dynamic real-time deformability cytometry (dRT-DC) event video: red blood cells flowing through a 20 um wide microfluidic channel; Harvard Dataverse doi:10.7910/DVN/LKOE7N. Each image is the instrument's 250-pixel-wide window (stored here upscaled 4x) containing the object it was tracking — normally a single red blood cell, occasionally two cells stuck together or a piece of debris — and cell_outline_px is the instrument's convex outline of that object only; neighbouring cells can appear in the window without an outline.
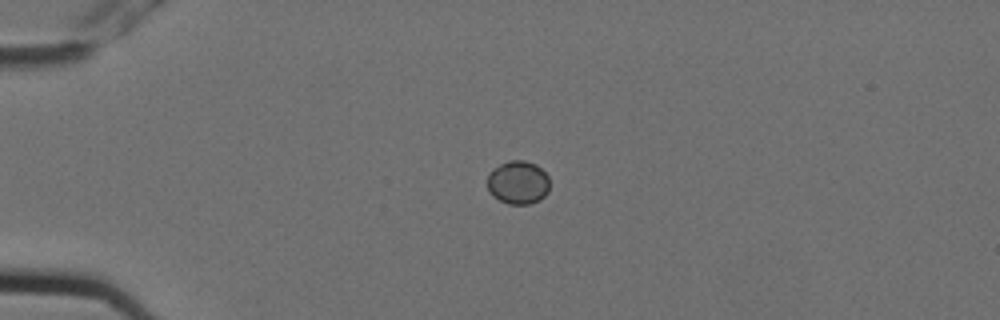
{"species": "Egyptian fruit bat (a non-hibernating species)", "species_latin": "Rousettus aegyptiacus", "temperature_condition": "cold", "stored_images_in_passage": 4, "camera_frame_rate_fps": 3000, "um_per_image_px": 0.085, "animal": {"sex": "female"}, "frame": {"image": 1, "passage_image": 1, "time_ms": 0.0, "image_size_px": [1000, 320], "cell_outline_px": [[548, 192], [540, 200], [528, 204], [508, 204], [492, 196], [488, 188], [488, 176], [492, 168], [508, 160], [524, 160], [536, 164], [548, 176]], "centroid_in_image_um": [44.02, 15.5], "position_along_channel_um": 41.0, "area_um2": 15.78}}
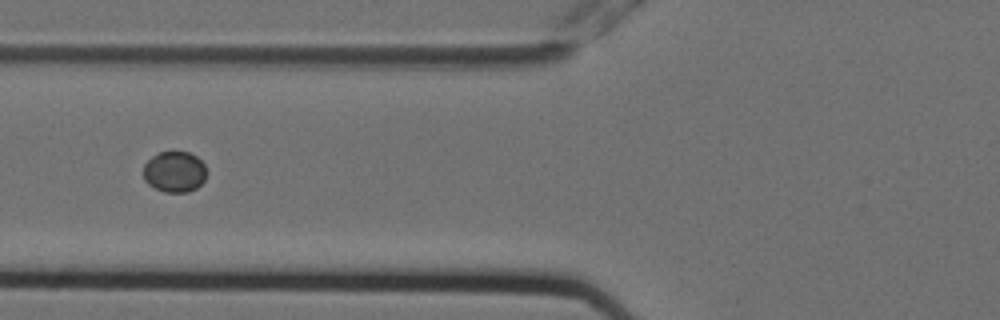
{"frame": {"image": 2, "passage_image": 3, "time_ms": 0.667, "image_size_px": [1000, 320], "cell_outline_px": [[204, 180], [196, 188], [188, 192], [164, 192], [148, 184], [144, 180], [144, 164], [156, 152], [172, 148], [188, 152], [196, 156], [204, 164]], "centroid_in_image_um": [14.8, 14.54], "position_along_channel_um": 111.0, "area_um2": 15.37}}
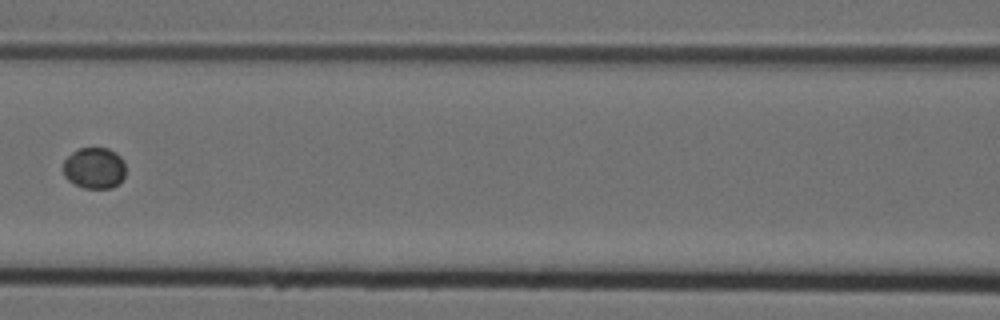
{"frame": {"image": 3, "passage_image": 4, "time_ms": 1.0, "image_size_px": [1000, 320], "cell_outline_px": [[124, 176], [120, 184], [112, 188], [84, 188], [68, 180], [64, 176], [64, 160], [72, 152], [80, 148], [108, 148], [116, 152], [124, 160]], "centroid_in_image_um": [8.04, 14.28], "position_along_channel_um": 158.6, "area_um2": 15.09}}